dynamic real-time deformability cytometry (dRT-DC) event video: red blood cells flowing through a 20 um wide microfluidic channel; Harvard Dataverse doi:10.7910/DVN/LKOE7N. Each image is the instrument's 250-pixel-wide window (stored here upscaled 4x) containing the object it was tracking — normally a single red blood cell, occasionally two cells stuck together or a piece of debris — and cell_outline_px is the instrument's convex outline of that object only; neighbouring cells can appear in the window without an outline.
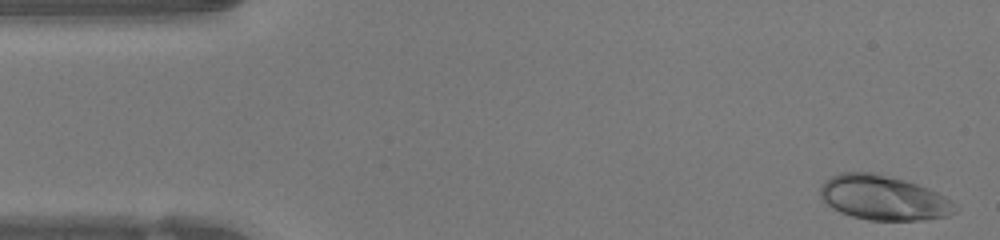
{"species": "human", "species_latin": "Homo sapiens", "temperature_condition": "warm", "stored_images_in_passage": 46, "camera_frame_rate_fps": 3000, "um_per_image_px": 0.085, "donor": {"sex": "female"}, "frame": {"image": 1, "passage_image": 1, "time_ms": 0.0, "image_size_px": [1000, 240], "cell_outline_px": [[960, 208], [956, 212], [948, 216], [924, 220], [868, 220], [852, 216], [840, 212], [832, 208], [820, 196], [820, 184], [824, 180], [840, 172], [876, 172], [904, 180], [928, 188], [952, 200]], "centroid_in_image_um": [75.11, 16.81], "position_along_channel_um": 9.9, "area_um2": 35.37}}
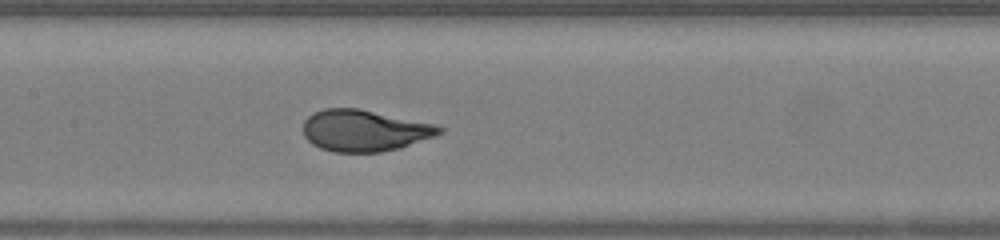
{"frame": {"image": 2, "passage_image": 21, "time_ms": 6.667, "image_size_px": [1000, 240], "cell_outline_px": [[444, 132], [436, 136], [400, 148], [380, 152], [332, 152], [320, 148], [312, 144], [304, 136], [304, 120], [312, 112], [324, 108], [356, 108], [432, 124], [444, 128]], "centroid_in_image_um": [30.94, 11.11], "position_along_channel_um": 176.5, "area_um2": 32.77}}
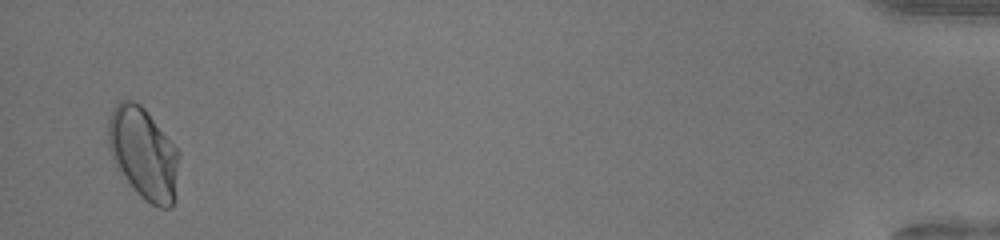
{"frame": {"image": 3, "passage_image": 45, "time_ms": 14.667, "image_size_px": [1000, 240], "cell_outline_px": [[180, 156], [176, 200], [172, 208], [160, 208], [144, 200], [136, 192], [116, 168], [108, 148], [108, 120], [112, 108], [120, 100], [132, 100], [140, 104], [144, 108], [180, 152]], "centroid_in_image_um": [12.21, 13.08], "position_along_channel_um": 423.0, "area_um2": 38.38}, "authors_computed_cell_mechanics": {"area_um2": 33.1194, "velocity_mm_per_s": 4.2582, "shape_relaxation_time_tau1_ms": 4.2168, "shape_relaxation_time_tau2_ms": null, "deformation_change_tau1": 0.2163, "deformation_change_tau2": null}}